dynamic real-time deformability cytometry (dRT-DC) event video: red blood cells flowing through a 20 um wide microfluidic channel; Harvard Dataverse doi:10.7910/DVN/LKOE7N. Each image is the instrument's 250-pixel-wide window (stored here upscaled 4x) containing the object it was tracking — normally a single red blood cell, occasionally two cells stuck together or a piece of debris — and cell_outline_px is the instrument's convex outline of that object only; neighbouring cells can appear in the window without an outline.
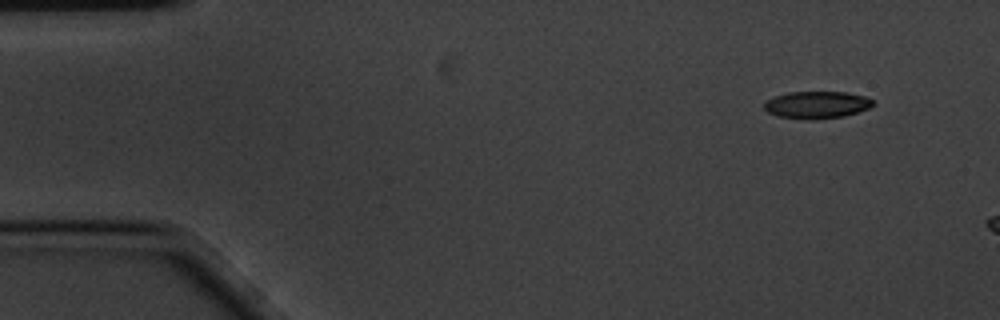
{"species": "common noctule bat (a hibernating species)", "species_latin": "Nyctalus noctula", "temperature_condition": "cold", "stored_images_in_passage": 3, "camera_frame_rate_fps": 3000, "um_per_image_px": 0.085, "animal": {"sex": "male", "body_mass_g": 20.1, "forearm_length_mm": 53.5}, "frame": {"image": 1, "passage_image": 1, "time_ms": 0.0, "image_size_px": [1000, 320], "cell_outline_px": [[876, 104], [868, 108], [844, 116], [812, 120], [808, 120], [780, 116], [768, 112], [764, 108], [764, 104], [768, 100], [776, 96], [788, 92], [848, 92], [864, 96], [872, 100]], "centroid_in_image_um": [69.45, 8.91], "position_along_channel_um": 15.6, "area_um2": 17.11}}